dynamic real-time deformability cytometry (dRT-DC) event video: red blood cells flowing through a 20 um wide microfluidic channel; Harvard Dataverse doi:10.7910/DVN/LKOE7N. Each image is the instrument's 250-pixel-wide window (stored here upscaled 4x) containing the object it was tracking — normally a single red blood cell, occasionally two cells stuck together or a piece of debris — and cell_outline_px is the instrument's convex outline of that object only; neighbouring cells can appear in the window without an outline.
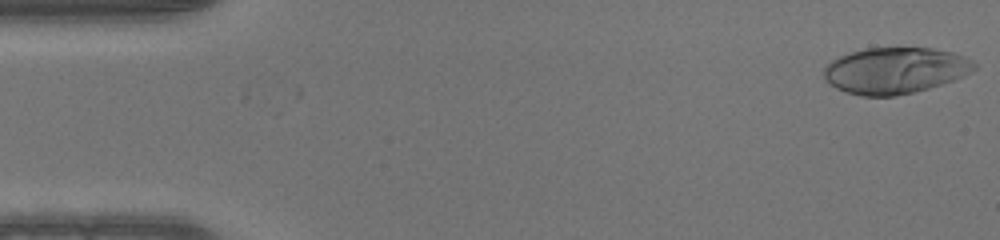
{"species": "human", "species_latin": "Homo sapiens", "temperature_condition": "warm", "stored_images_in_passage": 49, "camera_frame_rate_fps": 3000, "um_per_image_px": 0.085, "donor": {"sex": "male"}, "frame": {"image": 1, "passage_image": 1, "time_ms": 0.0, "image_size_px": [1000, 240], "cell_outline_px": [[976, 68], [972, 72], [956, 80], [916, 92], [896, 96], [860, 96], [844, 92], [828, 84], [824, 80], [824, 68], [832, 60], [840, 56], [864, 48], [932, 48], [952, 52], [964, 56], [976, 64]], "centroid_in_image_um": [76.09, 6.01], "position_along_channel_um": 8.9, "area_um2": 40.86}}
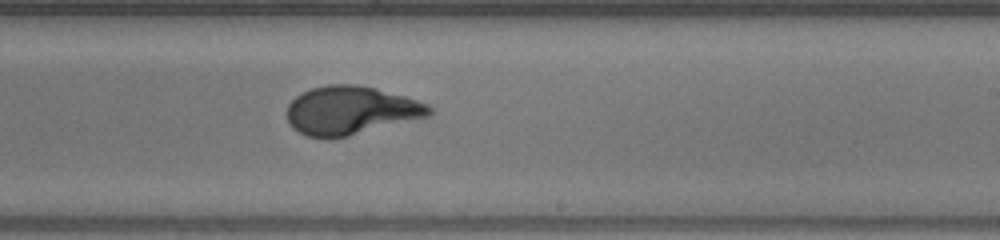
{"frame": {"image": 2, "passage_image": 29, "time_ms": 9.333, "image_size_px": [1000, 240], "cell_outline_px": [[432, 112], [428, 116], [348, 136], [328, 140], [308, 136], [292, 128], [288, 124], [288, 104], [296, 96], [312, 88], [328, 84], [356, 84], [376, 88], [404, 96], [428, 104], [432, 108]], "centroid_in_image_um": [29.79, 9.39], "position_along_channel_um": 259.2, "area_um2": 40.11}}
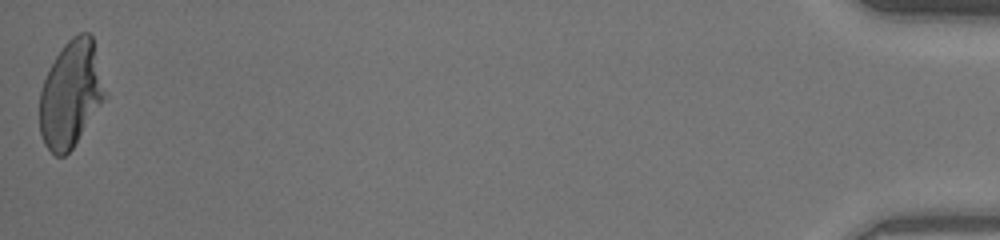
{"frame": {"image": 3, "passage_image": 49, "time_ms": 16.0, "image_size_px": [1000, 240], "cell_outline_px": [[104, 100], [72, 148], [64, 156], [56, 156], [44, 144], [40, 132], [40, 92], [44, 80], [56, 56], [64, 44], [72, 36], [80, 32], [88, 32], [92, 36], [104, 92]], "centroid_in_image_um": [5.98, 8.01], "position_along_channel_um": 429.2, "area_um2": 39.54}}